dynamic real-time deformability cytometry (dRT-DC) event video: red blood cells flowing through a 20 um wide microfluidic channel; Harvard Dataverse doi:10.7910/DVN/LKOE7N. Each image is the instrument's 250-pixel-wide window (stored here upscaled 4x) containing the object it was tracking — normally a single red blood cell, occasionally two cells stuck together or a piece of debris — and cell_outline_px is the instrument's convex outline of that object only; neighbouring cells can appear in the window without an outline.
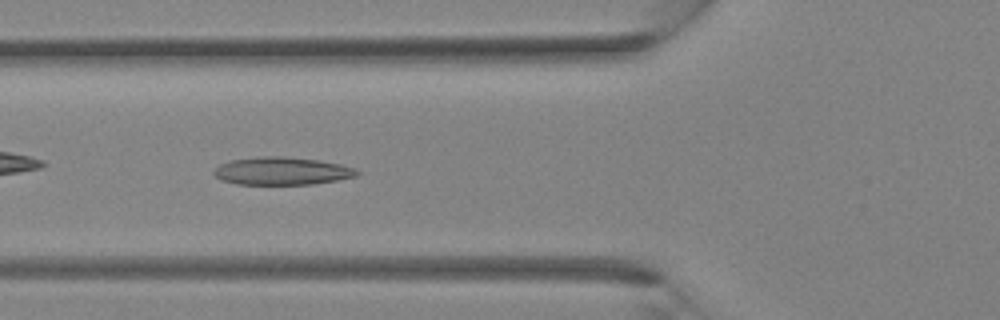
{"species": "Egyptian fruit bat (a non-hibernating species)", "species_latin": "Rousettus aegyptiacus", "temperature_condition": "room temperature", "stored_images_in_passage": 20, "camera_frame_rate_fps": 3000, "um_per_image_px": 0.085, "animal": {"sex": "female"}, "frame": {"image": 1, "passage_image": 13, "time_ms": 4.0, "image_size_px": [1000, 320], "cell_outline_px": [[360, 172], [356, 176], [336, 180], [312, 184], [236, 184], [220, 180], [212, 172], [220, 164], [228, 160], [260, 156], [284, 156], [316, 160], [340, 164], [356, 168]], "centroid_in_image_um": [23.93, 14.53], "position_along_channel_um": 101.9, "area_um2": 23.18}}